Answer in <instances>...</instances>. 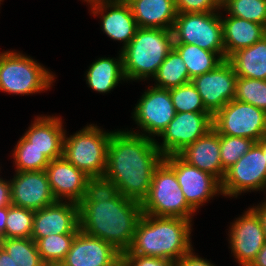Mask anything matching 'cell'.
Listing matches in <instances>:
<instances>
[{
    "instance_id": "cell-1",
    "label": "cell",
    "mask_w": 266,
    "mask_h": 266,
    "mask_svg": "<svg viewBox=\"0 0 266 266\" xmlns=\"http://www.w3.org/2000/svg\"><path fill=\"white\" fill-rule=\"evenodd\" d=\"M163 158L153 137L129 130L112 131L104 175L122 196L142 204L149 195L154 170Z\"/></svg>"
},
{
    "instance_id": "cell-2",
    "label": "cell",
    "mask_w": 266,
    "mask_h": 266,
    "mask_svg": "<svg viewBox=\"0 0 266 266\" xmlns=\"http://www.w3.org/2000/svg\"><path fill=\"white\" fill-rule=\"evenodd\" d=\"M79 228L82 232L111 244L121 254L130 247L142 205L122 196L102 202H79Z\"/></svg>"
},
{
    "instance_id": "cell-3",
    "label": "cell",
    "mask_w": 266,
    "mask_h": 266,
    "mask_svg": "<svg viewBox=\"0 0 266 266\" xmlns=\"http://www.w3.org/2000/svg\"><path fill=\"white\" fill-rule=\"evenodd\" d=\"M191 220L179 217L142 214L132 243L122 254H136L169 259L176 262L193 250L191 245Z\"/></svg>"
},
{
    "instance_id": "cell-4",
    "label": "cell",
    "mask_w": 266,
    "mask_h": 266,
    "mask_svg": "<svg viewBox=\"0 0 266 266\" xmlns=\"http://www.w3.org/2000/svg\"><path fill=\"white\" fill-rule=\"evenodd\" d=\"M173 45L172 30L139 27L129 44L121 49L126 81L154 77Z\"/></svg>"
},
{
    "instance_id": "cell-5",
    "label": "cell",
    "mask_w": 266,
    "mask_h": 266,
    "mask_svg": "<svg viewBox=\"0 0 266 266\" xmlns=\"http://www.w3.org/2000/svg\"><path fill=\"white\" fill-rule=\"evenodd\" d=\"M112 132L90 124L63 141L62 156L89 177L103 176Z\"/></svg>"
},
{
    "instance_id": "cell-6",
    "label": "cell",
    "mask_w": 266,
    "mask_h": 266,
    "mask_svg": "<svg viewBox=\"0 0 266 266\" xmlns=\"http://www.w3.org/2000/svg\"><path fill=\"white\" fill-rule=\"evenodd\" d=\"M54 75L31 57L19 52L0 53V90L20 95L50 88Z\"/></svg>"
},
{
    "instance_id": "cell-7",
    "label": "cell",
    "mask_w": 266,
    "mask_h": 266,
    "mask_svg": "<svg viewBox=\"0 0 266 266\" xmlns=\"http://www.w3.org/2000/svg\"><path fill=\"white\" fill-rule=\"evenodd\" d=\"M141 205L142 213L152 216L192 220L196 212L185 200L174 170L164 160L155 168L149 195Z\"/></svg>"
},
{
    "instance_id": "cell-8",
    "label": "cell",
    "mask_w": 266,
    "mask_h": 266,
    "mask_svg": "<svg viewBox=\"0 0 266 266\" xmlns=\"http://www.w3.org/2000/svg\"><path fill=\"white\" fill-rule=\"evenodd\" d=\"M216 12L177 13L172 28L174 43L197 45L225 59L221 15Z\"/></svg>"
},
{
    "instance_id": "cell-9",
    "label": "cell",
    "mask_w": 266,
    "mask_h": 266,
    "mask_svg": "<svg viewBox=\"0 0 266 266\" xmlns=\"http://www.w3.org/2000/svg\"><path fill=\"white\" fill-rule=\"evenodd\" d=\"M213 129L218 134L245 137L257 143L266 136V112L233 99L213 116Z\"/></svg>"
},
{
    "instance_id": "cell-10",
    "label": "cell",
    "mask_w": 266,
    "mask_h": 266,
    "mask_svg": "<svg viewBox=\"0 0 266 266\" xmlns=\"http://www.w3.org/2000/svg\"><path fill=\"white\" fill-rule=\"evenodd\" d=\"M212 128L213 116L209 112H176L160 135L162 144L156 142V146L164 157L178 155Z\"/></svg>"
},
{
    "instance_id": "cell-11",
    "label": "cell",
    "mask_w": 266,
    "mask_h": 266,
    "mask_svg": "<svg viewBox=\"0 0 266 266\" xmlns=\"http://www.w3.org/2000/svg\"><path fill=\"white\" fill-rule=\"evenodd\" d=\"M266 190V160L255 143L233 166L225 171L221 195L237 197L242 192Z\"/></svg>"
},
{
    "instance_id": "cell-12",
    "label": "cell",
    "mask_w": 266,
    "mask_h": 266,
    "mask_svg": "<svg viewBox=\"0 0 266 266\" xmlns=\"http://www.w3.org/2000/svg\"><path fill=\"white\" fill-rule=\"evenodd\" d=\"M163 160L174 170L185 200L195 211L222 193L221 182L216 177L188 164L179 155L165 156Z\"/></svg>"
},
{
    "instance_id": "cell-13",
    "label": "cell",
    "mask_w": 266,
    "mask_h": 266,
    "mask_svg": "<svg viewBox=\"0 0 266 266\" xmlns=\"http://www.w3.org/2000/svg\"><path fill=\"white\" fill-rule=\"evenodd\" d=\"M236 80L233 65L224 59L212 71L194 77L191 82L200 94L205 109L214 116L234 99Z\"/></svg>"
},
{
    "instance_id": "cell-14",
    "label": "cell",
    "mask_w": 266,
    "mask_h": 266,
    "mask_svg": "<svg viewBox=\"0 0 266 266\" xmlns=\"http://www.w3.org/2000/svg\"><path fill=\"white\" fill-rule=\"evenodd\" d=\"M175 113L169 90L152 86L144 92L135 106L133 120L143 129L141 135L151 138L153 135H161Z\"/></svg>"
},
{
    "instance_id": "cell-15",
    "label": "cell",
    "mask_w": 266,
    "mask_h": 266,
    "mask_svg": "<svg viewBox=\"0 0 266 266\" xmlns=\"http://www.w3.org/2000/svg\"><path fill=\"white\" fill-rule=\"evenodd\" d=\"M229 233L230 248L238 264L249 266L266 242L259 216L249 208L232 223Z\"/></svg>"
},
{
    "instance_id": "cell-16",
    "label": "cell",
    "mask_w": 266,
    "mask_h": 266,
    "mask_svg": "<svg viewBox=\"0 0 266 266\" xmlns=\"http://www.w3.org/2000/svg\"><path fill=\"white\" fill-rule=\"evenodd\" d=\"M11 185V205L40 210L56 201L45 170L16 171Z\"/></svg>"
},
{
    "instance_id": "cell-17",
    "label": "cell",
    "mask_w": 266,
    "mask_h": 266,
    "mask_svg": "<svg viewBox=\"0 0 266 266\" xmlns=\"http://www.w3.org/2000/svg\"><path fill=\"white\" fill-rule=\"evenodd\" d=\"M79 230V208L76 203L55 201L34 211L31 238L35 242L51 234H77Z\"/></svg>"
},
{
    "instance_id": "cell-18",
    "label": "cell",
    "mask_w": 266,
    "mask_h": 266,
    "mask_svg": "<svg viewBox=\"0 0 266 266\" xmlns=\"http://www.w3.org/2000/svg\"><path fill=\"white\" fill-rule=\"evenodd\" d=\"M120 260L121 253L111 244L79 230L59 266H115Z\"/></svg>"
},
{
    "instance_id": "cell-19",
    "label": "cell",
    "mask_w": 266,
    "mask_h": 266,
    "mask_svg": "<svg viewBox=\"0 0 266 266\" xmlns=\"http://www.w3.org/2000/svg\"><path fill=\"white\" fill-rule=\"evenodd\" d=\"M86 2L90 4L95 16L102 15V31L111 39L122 41L124 45L122 49L125 48L139 28L130 5L122 0H86Z\"/></svg>"
},
{
    "instance_id": "cell-20",
    "label": "cell",
    "mask_w": 266,
    "mask_h": 266,
    "mask_svg": "<svg viewBox=\"0 0 266 266\" xmlns=\"http://www.w3.org/2000/svg\"><path fill=\"white\" fill-rule=\"evenodd\" d=\"M45 171L56 201L67 198L66 201L78 204L82 200L86 181L89 178L83 171L77 169L63 156L51 160Z\"/></svg>"
},
{
    "instance_id": "cell-21",
    "label": "cell",
    "mask_w": 266,
    "mask_h": 266,
    "mask_svg": "<svg viewBox=\"0 0 266 266\" xmlns=\"http://www.w3.org/2000/svg\"><path fill=\"white\" fill-rule=\"evenodd\" d=\"M188 164L208 172L220 182L225 171L220 159V134L213 128L178 154Z\"/></svg>"
},
{
    "instance_id": "cell-22",
    "label": "cell",
    "mask_w": 266,
    "mask_h": 266,
    "mask_svg": "<svg viewBox=\"0 0 266 266\" xmlns=\"http://www.w3.org/2000/svg\"><path fill=\"white\" fill-rule=\"evenodd\" d=\"M60 117L38 116L24 133L31 146L40 150L50 161L62 157L65 132Z\"/></svg>"
},
{
    "instance_id": "cell-23",
    "label": "cell",
    "mask_w": 266,
    "mask_h": 266,
    "mask_svg": "<svg viewBox=\"0 0 266 266\" xmlns=\"http://www.w3.org/2000/svg\"><path fill=\"white\" fill-rule=\"evenodd\" d=\"M130 5L140 28L172 30L177 17L175 0H122Z\"/></svg>"
},
{
    "instance_id": "cell-24",
    "label": "cell",
    "mask_w": 266,
    "mask_h": 266,
    "mask_svg": "<svg viewBox=\"0 0 266 266\" xmlns=\"http://www.w3.org/2000/svg\"><path fill=\"white\" fill-rule=\"evenodd\" d=\"M225 59L237 50L250 47L266 35V28L256 22L228 16L221 18Z\"/></svg>"
},
{
    "instance_id": "cell-25",
    "label": "cell",
    "mask_w": 266,
    "mask_h": 266,
    "mask_svg": "<svg viewBox=\"0 0 266 266\" xmlns=\"http://www.w3.org/2000/svg\"><path fill=\"white\" fill-rule=\"evenodd\" d=\"M228 60L237 77L266 80V35L252 46L237 50Z\"/></svg>"
},
{
    "instance_id": "cell-26",
    "label": "cell",
    "mask_w": 266,
    "mask_h": 266,
    "mask_svg": "<svg viewBox=\"0 0 266 266\" xmlns=\"http://www.w3.org/2000/svg\"><path fill=\"white\" fill-rule=\"evenodd\" d=\"M118 58L102 57L93 62L86 71V83L89 87L99 93H109L119 81L126 80L121 52Z\"/></svg>"
},
{
    "instance_id": "cell-27",
    "label": "cell",
    "mask_w": 266,
    "mask_h": 266,
    "mask_svg": "<svg viewBox=\"0 0 266 266\" xmlns=\"http://www.w3.org/2000/svg\"><path fill=\"white\" fill-rule=\"evenodd\" d=\"M173 48L186 64L191 79L212 71L224 60L218 53L204 50L193 44L174 43Z\"/></svg>"
},
{
    "instance_id": "cell-28",
    "label": "cell",
    "mask_w": 266,
    "mask_h": 266,
    "mask_svg": "<svg viewBox=\"0 0 266 266\" xmlns=\"http://www.w3.org/2000/svg\"><path fill=\"white\" fill-rule=\"evenodd\" d=\"M153 78L157 81L155 87L168 90L192 80L189 77L186 64L174 48L169 52Z\"/></svg>"
},
{
    "instance_id": "cell-29",
    "label": "cell",
    "mask_w": 266,
    "mask_h": 266,
    "mask_svg": "<svg viewBox=\"0 0 266 266\" xmlns=\"http://www.w3.org/2000/svg\"><path fill=\"white\" fill-rule=\"evenodd\" d=\"M0 245L17 266H46L32 238H0Z\"/></svg>"
},
{
    "instance_id": "cell-30",
    "label": "cell",
    "mask_w": 266,
    "mask_h": 266,
    "mask_svg": "<svg viewBox=\"0 0 266 266\" xmlns=\"http://www.w3.org/2000/svg\"><path fill=\"white\" fill-rule=\"evenodd\" d=\"M76 234H51L36 241L38 252L46 266H59Z\"/></svg>"
},
{
    "instance_id": "cell-31",
    "label": "cell",
    "mask_w": 266,
    "mask_h": 266,
    "mask_svg": "<svg viewBox=\"0 0 266 266\" xmlns=\"http://www.w3.org/2000/svg\"><path fill=\"white\" fill-rule=\"evenodd\" d=\"M13 152L15 171H42L46 170L50 163V160L40 150L31 146V142L24 136L20 138Z\"/></svg>"
},
{
    "instance_id": "cell-32",
    "label": "cell",
    "mask_w": 266,
    "mask_h": 266,
    "mask_svg": "<svg viewBox=\"0 0 266 266\" xmlns=\"http://www.w3.org/2000/svg\"><path fill=\"white\" fill-rule=\"evenodd\" d=\"M221 8L229 16L256 22L266 28V0H222Z\"/></svg>"
},
{
    "instance_id": "cell-33",
    "label": "cell",
    "mask_w": 266,
    "mask_h": 266,
    "mask_svg": "<svg viewBox=\"0 0 266 266\" xmlns=\"http://www.w3.org/2000/svg\"><path fill=\"white\" fill-rule=\"evenodd\" d=\"M33 219V210L7 206L5 238H31Z\"/></svg>"
},
{
    "instance_id": "cell-34",
    "label": "cell",
    "mask_w": 266,
    "mask_h": 266,
    "mask_svg": "<svg viewBox=\"0 0 266 266\" xmlns=\"http://www.w3.org/2000/svg\"><path fill=\"white\" fill-rule=\"evenodd\" d=\"M234 99L266 112V80L237 77Z\"/></svg>"
},
{
    "instance_id": "cell-35",
    "label": "cell",
    "mask_w": 266,
    "mask_h": 266,
    "mask_svg": "<svg viewBox=\"0 0 266 266\" xmlns=\"http://www.w3.org/2000/svg\"><path fill=\"white\" fill-rule=\"evenodd\" d=\"M175 112H208L194 84L190 81L169 89Z\"/></svg>"
},
{
    "instance_id": "cell-36",
    "label": "cell",
    "mask_w": 266,
    "mask_h": 266,
    "mask_svg": "<svg viewBox=\"0 0 266 266\" xmlns=\"http://www.w3.org/2000/svg\"><path fill=\"white\" fill-rule=\"evenodd\" d=\"M256 142L245 137L220 134V159L223 170L233 166Z\"/></svg>"
},
{
    "instance_id": "cell-37",
    "label": "cell",
    "mask_w": 266,
    "mask_h": 266,
    "mask_svg": "<svg viewBox=\"0 0 266 266\" xmlns=\"http://www.w3.org/2000/svg\"><path fill=\"white\" fill-rule=\"evenodd\" d=\"M119 194L115 183L103 176L89 177L86 181L85 192L80 202H102L112 200Z\"/></svg>"
},
{
    "instance_id": "cell-38",
    "label": "cell",
    "mask_w": 266,
    "mask_h": 266,
    "mask_svg": "<svg viewBox=\"0 0 266 266\" xmlns=\"http://www.w3.org/2000/svg\"><path fill=\"white\" fill-rule=\"evenodd\" d=\"M177 13H208L221 9L220 0H175Z\"/></svg>"
},
{
    "instance_id": "cell-39",
    "label": "cell",
    "mask_w": 266,
    "mask_h": 266,
    "mask_svg": "<svg viewBox=\"0 0 266 266\" xmlns=\"http://www.w3.org/2000/svg\"><path fill=\"white\" fill-rule=\"evenodd\" d=\"M121 260L125 266H175V262L169 259L136 254H121Z\"/></svg>"
},
{
    "instance_id": "cell-40",
    "label": "cell",
    "mask_w": 266,
    "mask_h": 266,
    "mask_svg": "<svg viewBox=\"0 0 266 266\" xmlns=\"http://www.w3.org/2000/svg\"><path fill=\"white\" fill-rule=\"evenodd\" d=\"M175 266H214L210 263V261H207L201 257H198L193 254L192 250L189 253L184 254L182 257H180L176 262Z\"/></svg>"
},
{
    "instance_id": "cell-41",
    "label": "cell",
    "mask_w": 266,
    "mask_h": 266,
    "mask_svg": "<svg viewBox=\"0 0 266 266\" xmlns=\"http://www.w3.org/2000/svg\"><path fill=\"white\" fill-rule=\"evenodd\" d=\"M11 205V185L10 181L0 178V208Z\"/></svg>"
},
{
    "instance_id": "cell-42",
    "label": "cell",
    "mask_w": 266,
    "mask_h": 266,
    "mask_svg": "<svg viewBox=\"0 0 266 266\" xmlns=\"http://www.w3.org/2000/svg\"><path fill=\"white\" fill-rule=\"evenodd\" d=\"M261 203L262 204H260V206L258 205L257 207H252V209L257 213V215L259 216L261 220L265 239H266V201L261 202Z\"/></svg>"
},
{
    "instance_id": "cell-43",
    "label": "cell",
    "mask_w": 266,
    "mask_h": 266,
    "mask_svg": "<svg viewBox=\"0 0 266 266\" xmlns=\"http://www.w3.org/2000/svg\"><path fill=\"white\" fill-rule=\"evenodd\" d=\"M249 266H266V242Z\"/></svg>"
},
{
    "instance_id": "cell-44",
    "label": "cell",
    "mask_w": 266,
    "mask_h": 266,
    "mask_svg": "<svg viewBox=\"0 0 266 266\" xmlns=\"http://www.w3.org/2000/svg\"><path fill=\"white\" fill-rule=\"evenodd\" d=\"M0 266H17L12 257L9 256L7 251L0 245Z\"/></svg>"
},
{
    "instance_id": "cell-45",
    "label": "cell",
    "mask_w": 266,
    "mask_h": 266,
    "mask_svg": "<svg viewBox=\"0 0 266 266\" xmlns=\"http://www.w3.org/2000/svg\"><path fill=\"white\" fill-rule=\"evenodd\" d=\"M7 207L0 208V238H5Z\"/></svg>"
},
{
    "instance_id": "cell-46",
    "label": "cell",
    "mask_w": 266,
    "mask_h": 266,
    "mask_svg": "<svg viewBox=\"0 0 266 266\" xmlns=\"http://www.w3.org/2000/svg\"><path fill=\"white\" fill-rule=\"evenodd\" d=\"M256 144L262 149L266 160V136L262 137Z\"/></svg>"
},
{
    "instance_id": "cell-47",
    "label": "cell",
    "mask_w": 266,
    "mask_h": 266,
    "mask_svg": "<svg viewBox=\"0 0 266 266\" xmlns=\"http://www.w3.org/2000/svg\"><path fill=\"white\" fill-rule=\"evenodd\" d=\"M115 266H125L122 260H120Z\"/></svg>"
}]
</instances>
